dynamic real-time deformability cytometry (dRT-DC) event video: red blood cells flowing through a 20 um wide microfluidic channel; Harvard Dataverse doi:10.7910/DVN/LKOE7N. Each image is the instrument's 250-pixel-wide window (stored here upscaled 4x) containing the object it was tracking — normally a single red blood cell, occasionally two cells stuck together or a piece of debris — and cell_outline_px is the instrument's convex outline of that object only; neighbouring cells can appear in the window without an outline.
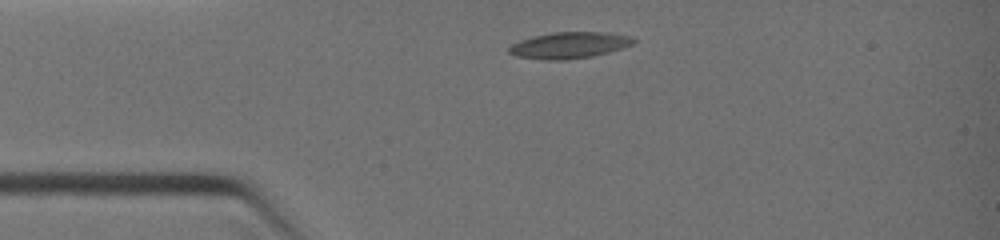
{"species": "common noctule bat (a hibernating species)", "species_latin": "Nyctalus noctula", "temperature_condition": "warm", "stored_images_in_passage": 1, "camera_frame_rate_fps": 3000, "um_per_image_px": 0.085, "animal": {"sex": "female", "body_mass_g": 19.0, "forearm_length_mm": 51.5}, "frame": {"image": 1, "passage_image": 1, "time_ms": 0.0, "image_size_px": [1000, 240], "cell_outline_px": [[636, 40], [632, 44], [624, 48], [592, 56], [564, 60], [544, 60], [516, 56], [508, 52], [508, 48], [512, 44], [520, 40], [552, 32], [608, 32], [628, 36]], "centroid_in_image_um": [48.38, 3.85], "position_along_channel_um": 36.6, "area_um2": 19.02}}